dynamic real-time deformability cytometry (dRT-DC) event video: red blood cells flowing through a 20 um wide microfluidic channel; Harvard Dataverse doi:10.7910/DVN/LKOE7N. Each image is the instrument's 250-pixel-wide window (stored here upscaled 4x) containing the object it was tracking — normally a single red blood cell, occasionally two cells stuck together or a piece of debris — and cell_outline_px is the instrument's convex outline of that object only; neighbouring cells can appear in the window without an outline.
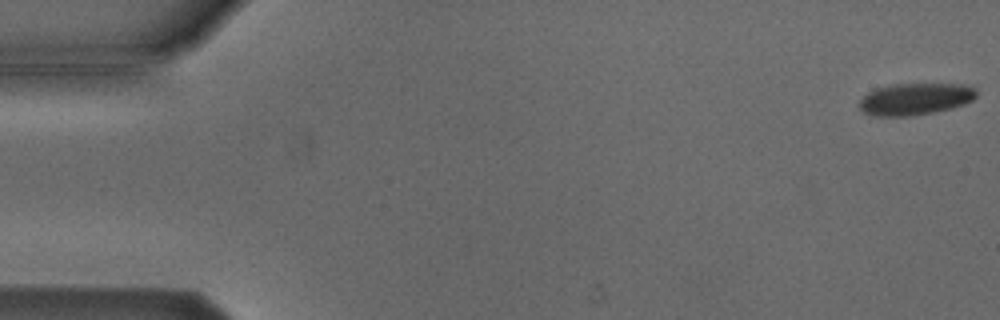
{"species": "Egyptian fruit bat (a non-hibernating species)", "species_latin": "Rousettus aegyptiacus", "temperature_condition": "cold", "stored_images_in_passage": 53, "camera_frame_rate_fps": 3000, "um_per_image_px": 0.085, "animal": {"sex": "male"}, "frame": {"image": 1, "passage_image": 1, "time_ms": 0.0, "image_size_px": [1000, 320], "cell_outline_px": [[976, 96], [972, 100], [964, 104], [932, 112], [908, 116], [876, 116], [864, 112], [860, 108], [860, 100], [868, 92], [876, 88], [892, 84], [964, 84], [976, 88]], "centroid_in_image_um": [77.79, 8.4], "position_along_channel_um": 7.2, "area_um2": 21.5}}
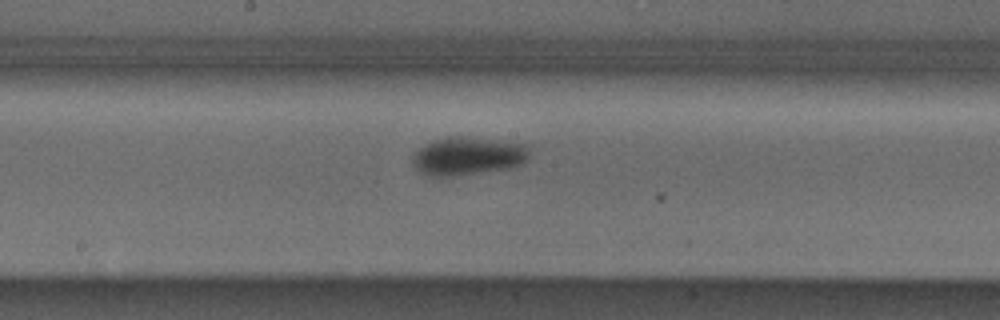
{"frame": {"image": 2, "passage_image": 28, "time_ms": 9.0, "image_size_px": [1000, 320], "cell_outline_px": [[528, 160], [520, 164], [508, 168], [456, 176], [428, 176], [420, 172], [412, 164], [412, 156], [424, 144], [432, 140], [448, 136], [464, 136], [528, 144]], "centroid_in_image_um": [39.74, 13.26], "position_along_channel_um": 208.5, "area_um2": 26.13}}
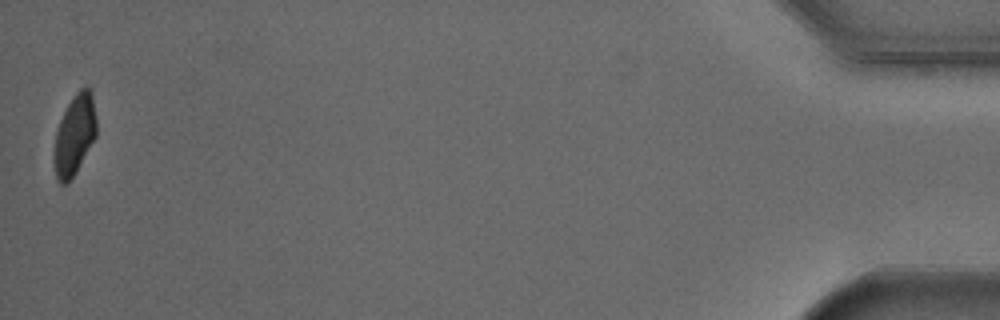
{"frame": {"image": 3, "passage_image": 53, "time_ms": 17.333, "image_size_px": [1000, 320], "cell_outline_px": [[96, 136], [76, 172], [68, 184], [60, 184], [56, 180], [52, 152], [56, 132], [60, 120], [68, 104], [76, 92], [80, 88], [88, 88], [92, 92], [96, 116]], "centroid_in_image_um": [6.31, 11.51], "position_along_channel_um": 428.9, "area_um2": 20.06}, "authors_computed_cell_mechanics": {"area_um2": 23.3512, "velocity_mm_per_s": 3.8359, "shape_relaxation_time_tau1_ms": 2.7381, "shape_relaxation_time_tau2_ms": null, "deformation_change_tau1": 0.0821, "deformation_change_tau2": null}}